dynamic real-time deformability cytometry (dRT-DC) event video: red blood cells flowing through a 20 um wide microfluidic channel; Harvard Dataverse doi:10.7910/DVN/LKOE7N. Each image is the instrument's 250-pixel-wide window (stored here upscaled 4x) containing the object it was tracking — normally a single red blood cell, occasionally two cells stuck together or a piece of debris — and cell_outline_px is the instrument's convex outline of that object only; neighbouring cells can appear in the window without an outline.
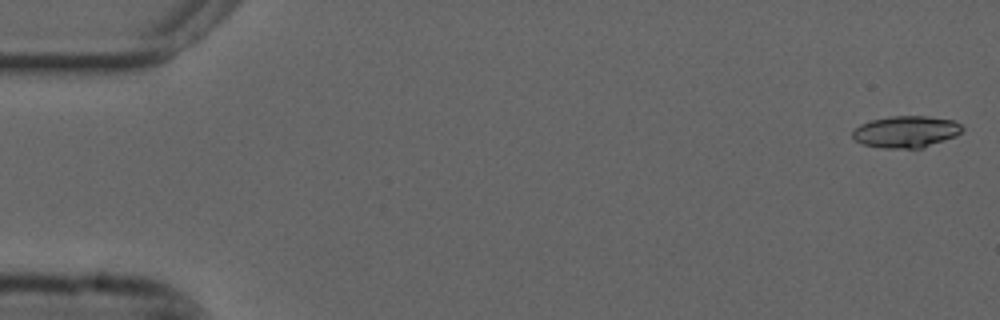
{"species": "common noctule bat (a hibernating species)", "species_latin": "Nyctalus noctula", "temperature_condition": "cold", "stored_images_in_passage": 55, "camera_frame_rate_fps": 3000, "um_per_image_px": 0.085, "animal": {"sex": "male", "forearm_length_mm": 52.5}, "frame": {"image": 1, "passage_image": 1, "time_ms": 0.0, "image_size_px": [1000, 320], "cell_outline_px": [[964, 128], [956, 136], [920, 148], [884, 148], [864, 144], [856, 140], [852, 136], [852, 132], [860, 124], [872, 120], [892, 116], [928, 116], [956, 120]], "centroid_in_image_um": [77.04, 11.18], "position_along_channel_um": 8.0, "area_um2": 20.11}}
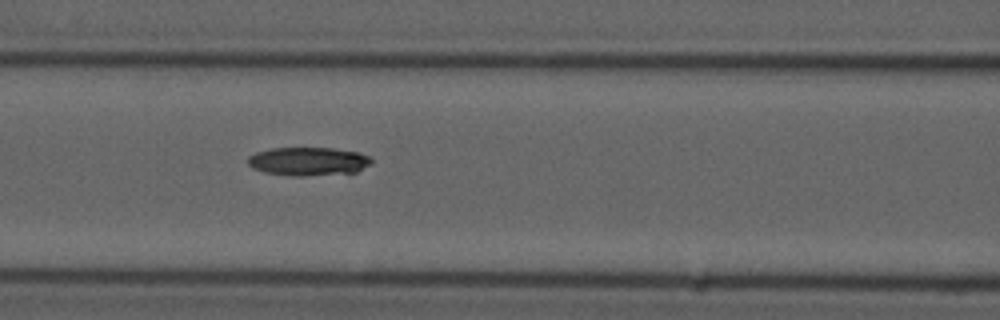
{"frame": {"image": 2, "passage_image": 23, "time_ms": 7.333, "image_size_px": [1000, 320], "cell_outline_px": [[372, 164], [356, 172], [304, 176], [292, 176], [264, 172], [252, 168], [248, 164], [248, 156], [256, 152], [272, 148], [332, 148], [356, 152], [368, 156], [372, 160]], "centroid_in_image_um": [26.19, 13.72], "position_along_channel_um": 140.4, "area_um2": 20.46}}
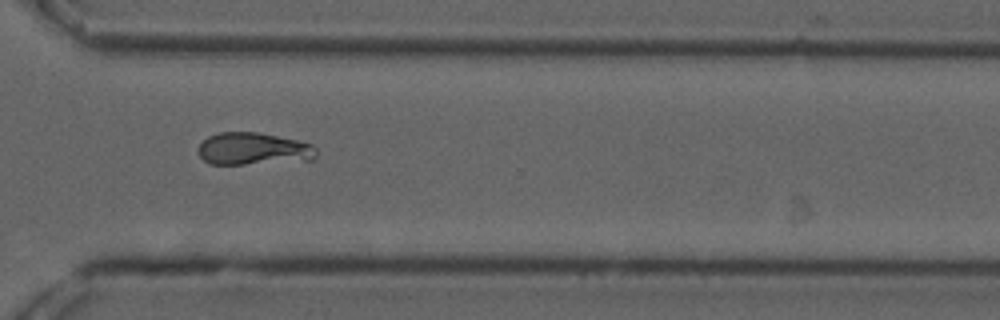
{"frame": {"image": 3, "passage_image": 40, "time_ms": 13.0, "image_size_px": [1000, 320], "cell_outline_px": [[316, 156], [312, 160], [244, 164], [212, 164], [204, 160], [200, 156], [200, 144], [208, 136], [220, 132], [256, 132], [296, 140], [312, 144], [316, 148]], "centroid_in_image_um": [21.56, 12.65], "position_along_channel_um": 349.0, "area_um2": 22.02}, "authors_computed_cell_mechanics": {"area_um2": 21.675, "velocity_mm_per_s": 3.6912, "shape_relaxation_time_tau1_ms": 4.8146, "shape_relaxation_time_tau2_ms": null, "deformation_change_tau1": 0.1169, "deformation_change_tau2": null}}